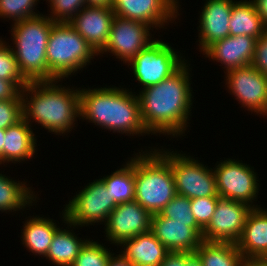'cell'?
I'll return each instance as SVG.
<instances>
[{
  "label": "cell",
  "mask_w": 267,
  "mask_h": 266,
  "mask_svg": "<svg viewBox=\"0 0 267 266\" xmlns=\"http://www.w3.org/2000/svg\"><path fill=\"white\" fill-rule=\"evenodd\" d=\"M187 63L186 61L170 77L140 89L137 94L140 118L149 134L158 133L177 138L187 131L194 97L189 76L191 68Z\"/></svg>",
  "instance_id": "6da1fadb"
},
{
  "label": "cell",
  "mask_w": 267,
  "mask_h": 266,
  "mask_svg": "<svg viewBox=\"0 0 267 266\" xmlns=\"http://www.w3.org/2000/svg\"><path fill=\"white\" fill-rule=\"evenodd\" d=\"M57 82H29L21 90L23 119L31 126L35 121L50 133L66 135L80 118V87L74 90Z\"/></svg>",
  "instance_id": "7a4b0ae2"
},
{
  "label": "cell",
  "mask_w": 267,
  "mask_h": 266,
  "mask_svg": "<svg viewBox=\"0 0 267 266\" xmlns=\"http://www.w3.org/2000/svg\"><path fill=\"white\" fill-rule=\"evenodd\" d=\"M120 87V88H119ZM116 87L80 89V118L128 136L148 134L140 118L136 92Z\"/></svg>",
  "instance_id": "3957f363"
},
{
  "label": "cell",
  "mask_w": 267,
  "mask_h": 266,
  "mask_svg": "<svg viewBox=\"0 0 267 266\" xmlns=\"http://www.w3.org/2000/svg\"><path fill=\"white\" fill-rule=\"evenodd\" d=\"M54 23L40 14L12 24L11 47L20 72L28 82L47 81L46 50Z\"/></svg>",
  "instance_id": "277c9868"
},
{
  "label": "cell",
  "mask_w": 267,
  "mask_h": 266,
  "mask_svg": "<svg viewBox=\"0 0 267 266\" xmlns=\"http://www.w3.org/2000/svg\"><path fill=\"white\" fill-rule=\"evenodd\" d=\"M150 150L141 149L142 153L135 154L134 200L153 215L160 213L177 194L170 164L156 147Z\"/></svg>",
  "instance_id": "5b68a950"
},
{
  "label": "cell",
  "mask_w": 267,
  "mask_h": 266,
  "mask_svg": "<svg viewBox=\"0 0 267 266\" xmlns=\"http://www.w3.org/2000/svg\"><path fill=\"white\" fill-rule=\"evenodd\" d=\"M98 55L69 22H55L46 50L47 81H61L78 73Z\"/></svg>",
  "instance_id": "8992f818"
},
{
  "label": "cell",
  "mask_w": 267,
  "mask_h": 266,
  "mask_svg": "<svg viewBox=\"0 0 267 266\" xmlns=\"http://www.w3.org/2000/svg\"><path fill=\"white\" fill-rule=\"evenodd\" d=\"M156 150L171 166L177 195L189 199L219 197L213 168L204 166L202 162L185 153L181 154V152L169 151L168 149L165 151L163 148Z\"/></svg>",
  "instance_id": "52a82bcc"
},
{
  "label": "cell",
  "mask_w": 267,
  "mask_h": 266,
  "mask_svg": "<svg viewBox=\"0 0 267 266\" xmlns=\"http://www.w3.org/2000/svg\"><path fill=\"white\" fill-rule=\"evenodd\" d=\"M174 50L169 43L156 39L128 62L142 89L170 77L187 61Z\"/></svg>",
  "instance_id": "ba28073f"
},
{
  "label": "cell",
  "mask_w": 267,
  "mask_h": 266,
  "mask_svg": "<svg viewBox=\"0 0 267 266\" xmlns=\"http://www.w3.org/2000/svg\"><path fill=\"white\" fill-rule=\"evenodd\" d=\"M217 162L213 169L216 176V190L220 198L243 202L252 208L258 196L259 180L254 167L242 163V160L226 159Z\"/></svg>",
  "instance_id": "9c48e42d"
},
{
  "label": "cell",
  "mask_w": 267,
  "mask_h": 266,
  "mask_svg": "<svg viewBox=\"0 0 267 266\" xmlns=\"http://www.w3.org/2000/svg\"><path fill=\"white\" fill-rule=\"evenodd\" d=\"M93 181L69 200L63 209L67 220L73 224V229L101 222L105 224L109 214L118 205L100 179Z\"/></svg>",
  "instance_id": "30bf717a"
},
{
  "label": "cell",
  "mask_w": 267,
  "mask_h": 266,
  "mask_svg": "<svg viewBox=\"0 0 267 266\" xmlns=\"http://www.w3.org/2000/svg\"><path fill=\"white\" fill-rule=\"evenodd\" d=\"M151 26L146 23L114 16L107 44L101 54L112 53L119 61L127 64L141 50L155 39L150 33ZM152 37V39H151Z\"/></svg>",
  "instance_id": "8fae6325"
},
{
  "label": "cell",
  "mask_w": 267,
  "mask_h": 266,
  "mask_svg": "<svg viewBox=\"0 0 267 266\" xmlns=\"http://www.w3.org/2000/svg\"><path fill=\"white\" fill-rule=\"evenodd\" d=\"M252 209L246 203L220 198L210 222L203 229L202 240L236 243Z\"/></svg>",
  "instance_id": "7c38bea8"
},
{
  "label": "cell",
  "mask_w": 267,
  "mask_h": 266,
  "mask_svg": "<svg viewBox=\"0 0 267 266\" xmlns=\"http://www.w3.org/2000/svg\"><path fill=\"white\" fill-rule=\"evenodd\" d=\"M225 84L235 100L246 107L247 111H263L267 100V76L256 70L251 64L224 71Z\"/></svg>",
  "instance_id": "4fadbf2b"
},
{
  "label": "cell",
  "mask_w": 267,
  "mask_h": 266,
  "mask_svg": "<svg viewBox=\"0 0 267 266\" xmlns=\"http://www.w3.org/2000/svg\"><path fill=\"white\" fill-rule=\"evenodd\" d=\"M179 6V0H111L116 16L146 23L152 31L173 23Z\"/></svg>",
  "instance_id": "5bb4252c"
},
{
  "label": "cell",
  "mask_w": 267,
  "mask_h": 266,
  "mask_svg": "<svg viewBox=\"0 0 267 266\" xmlns=\"http://www.w3.org/2000/svg\"><path fill=\"white\" fill-rule=\"evenodd\" d=\"M151 214L137 201L118 204L105 222L107 240L118 246L122 241L150 231Z\"/></svg>",
  "instance_id": "9a60e30c"
},
{
  "label": "cell",
  "mask_w": 267,
  "mask_h": 266,
  "mask_svg": "<svg viewBox=\"0 0 267 266\" xmlns=\"http://www.w3.org/2000/svg\"><path fill=\"white\" fill-rule=\"evenodd\" d=\"M114 16L113 8L85 6L69 24L99 54L108 42Z\"/></svg>",
  "instance_id": "2e32d148"
},
{
  "label": "cell",
  "mask_w": 267,
  "mask_h": 266,
  "mask_svg": "<svg viewBox=\"0 0 267 266\" xmlns=\"http://www.w3.org/2000/svg\"><path fill=\"white\" fill-rule=\"evenodd\" d=\"M150 231L169 252L194 253L203 241L189 222H174L159 213L151 216Z\"/></svg>",
  "instance_id": "e0dca14e"
},
{
  "label": "cell",
  "mask_w": 267,
  "mask_h": 266,
  "mask_svg": "<svg viewBox=\"0 0 267 266\" xmlns=\"http://www.w3.org/2000/svg\"><path fill=\"white\" fill-rule=\"evenodd\" d=\"M235 0H206L200 14L198 41L203 52L212 43L230 35L229 20Z\"/></svg>",
  "instance_id": "ac0fdd59"
},
{
  "label": "cell",
  "mask_w": 267,
  "mask_h": 266,
  "mask_svg": "<svg viewBox=\"0 0 267 266\" xmlns=\"http://www.w3.org/2000/svg\"><path fill=\"white\" fill-rule=\"evenodd\" d=\"M256 39L248 35L228 36L209 45L205 57L221 63L227 72L230 69L250 65L254 58Z\"/></svg>",
  "instance_id": "d6986e66"
},
{
  "label": "cell",
  "mask_w": 267,
  "mask_h": 266,
  "mask_svg": "<svg viewBox=\"0 0 267 266\" xmlns=\"http://www.w3.org/2000/svg\"><path fill=\"white\" fill-rule=\"evenodd\" d=\"M235 244L244 259L267 258V208H253L248 213L242 234Z\"/></svg>",
  "instance_id": "ffe728a7"
},
{
  "label": "cell",
  "mask_w": 267,
  "mask_h": 266,
  "mask_svg": "<svg viewBox=\"0 0 267 266\" xmlns=\"http://www.w3.org/2000/svg\"><path fill=\"white\" fill-rule=\"evenodd\" d=\"M120 254L135 266H160L169 253L151 231L122 241Z\"/></svg>",
  "instance_id": "44dd1931"
},
{
  "label": "cell",
  "mask_w": 267,
  "mask_h": 266,
  "mask_svg": "<svg viewBox=\"0 0 267 266\" xmlns=\"http://www.w3.org/2000/svg\"><path fill=\"white\" fill-rule=\"evenodd\" d=\"M31 127L22 119L5 130L3 164L8 162L17 164L34 157L37 139Z\"/></svg>",
  "instance_id": "7402d4cb"
},
{
  "label": "cell",
  "mask_w": 267,
  "mask_h": 266,
  "mask_svg": "<svg viewBox=\"0 0 267 266\" xmlns=\"http://www.w3.org/2000/svg\"><path fill=\"white\" fill-rule=\"evenodd\" d=\"M62 221L67 224L68 229L59 228L53 235L46 259L57 266H72L80 250L89 239L77 237L73 229V224L67 220L65 211L62 213ZM70 226V228H69ZM63 229V230H62ZM74 232V233H73Z\"/></svg>",
  "instance_id": "603a6c76"
},
{
  "label": "cell",
  "mask_w": 267,
  "mask_h": 266,
  "mask_svg": "<svg viewBox=\"0 0 267 266\" xmlns=\"http://www.w3.org/2000/svg\"><path fill=\"white\" fill-rule=\"evenodd\" d=\"M43 217L44 215L42 217L33 215L25 221L21 229V241L29 252L45 257L58 225L55 220Z\"/></svg>",
  "instance_id": "cb8c5ba5"
},
{
  "label": "cell",
  "mask_w": 267,
  "mask_h": 266,
  "mask_svg": "<svg viewBox=\"0 0 267 266\" xmlns=\"http://www.w3.org/2000/svg\"><path fill=\"white\" fill-rule=\"evenodd\" d=\"M229 26L230 36L248 35L256 40L267 29V24L259 16L251 0H240L233 3Z\"/></svg>",
  "instance_id": "d4e9b609"
},
{
  "label": "cell",
  "mask_w": 267,
  "mask_h": 266,
  "mask_svg": "<svg viewBox=\"0 0 267 266\" xmlns=\"http://www.w3.org/2000/svg\"><path fill=\"white\" fill-rule=\"evenodd\" d=\"M31 188L26 185V182L12 180L0 173V211L16 213L33 206L32 203L38 202L36 200L38 197Z\"/></svg>",
  "instance_id": "484cf974"
},
{
  "label": "cell",
  "mask_w": 267,
  "mask_h": 266,
  "mask_svg": "<svg viewBox=\"0 0 267 266\" xmlns=\"http://www.w3.org/2000/svg\"><path fill=\"white\" fill-rule=\"evenodd\" d=\"M111 175L99 178L117 204L135 199V155Z\"/></svg>",
  "instance_id": "4316f807"
},
{
  "label": "cell",
  "mask_w": 267,
  "mask_h": 266,
  "mask_svg": "<svg viewBox=\"0 0 267 266\" xmlns=\"http://www.w3.org/2000/svg\"><path fill=\"white\" fill-rule=\"evenodd\" d=\"M195 253L203 266H240L244 259L235 243L202 241Z\"/></svg>",
  "instance_id": "83f0119b"
},
{
  "label": "cell",
  "mask_w": 267,
  "mask_h": 266,
  "mask_svg": "<svg viewBox=\"0 0 267 266\" xmlns=\"http://www.w3.org/2000/svg\"><path fill=\"white\" fill-rule=\"evenodd\" d=\"M159 214L163 217L173 219L174 222H189V226L202 237L203 229L197 224L193 216L189 198L176 195Z\"/></svg>",
  "instance_id": "f1b7e54d"
},
{
  "label": "cell",
  "mask_w": 267,
  "mask_h": 266,
  "mask_svg": "<svg viewBox=\"0 0 267 266\" xmlns=\"http://www.w3.org/2000/svg\"><path fill=\"white\" fill-rule=\"evenodd\" d=\"M0 78L13 82L22 90L29 82L24 78L11 46L0 38Z\"/></svg>",
  "instance_id": "f546056e"
},
{
  "label": "cell",
  "mask_w": 267,
  "mask_h": 266,
  "mask_svg": "<svg viewBox=\"0 0 267 266\" xmlns=\"http://www.w3.org/2000/svg\"><path fill=\"white\" fill-rule=\"evenodd\" d=\"M103 245L89 239L80 250L72 266H107L114 253Z\"/></svg>",
  "instance_id": "4dcf8cb0"
},
{
  "label": "cell",
  "mask_w": 267,
  "mask_h": 266,
  "mask_svg": "<svg viewBox=\"0 0 267 266\" xmlns=\"http://www.w3.org/2000/svg\"><path fill=\"white\" fill-rule=\"evenodd\" d=\"M39 0H0V18L15 22L32 18L41 13L34 11Z\"/></svg>",
  "instance_id": "1f68e13d"
},
{
  "label": "cell",
  "mask_w": 267,
  "mask_h": 266,
  "mask_svg": "<svg viewBox=\"0 0 267 266\" xmlns=\"http://www.w3.org/2000/svg\"><path fill=\"white\" fill-rule=\"evenodd\" d=\"M50 5L48 17L55 22H69L86 6L85 0H47Z\"/></svg>",
  "instance_id": "d6a6232c"
},
{
  "label": "cell",
  "mask_w": 267,
  "mask_h": 266,
  "mask_svg": "<svg viewBox=\"0 0 267 266\" xmlns=\"http://www.w3.org/2000/svg\"><path fill=\"white\" fill-rule=\"evenodd\" d=\"M23 119L21 92L11 100H0V129L17 124Z\"/></svg>",
  "instance_id": "836d02e7"
},
{
  "label": "cell",
  "mask_w": 267,
  "mask_h": 266,
  "mask_svg": "<svg viewBox=\"0 0 267 266\" xmlns=\"http://www.w3.org/2000/svg\"><path fill=\"white\" fill-rule=\"evenodd\" d=\"M219 199L220 197H199L190 199L191 211L197 224L202 229L210 222Z\"/></svg>",
  "instance_id": "e575fe53"
},
{
  "label": "cell",
  "mask_w": 267,
  "mask_h": 266,
  "mask_svg": "<svg viewBox=\"0 0 267 266\" xmlns=\"http://www.w3.org/2000/svg\"><path fill=\"white\" fill-rule=\"evenodd\" d=\"M251 65L267 76V29L255 43L254 58Z\"/></svg>",
  "instance_id": "d590c367"
},
{
  "label": "cell",
  "mask_w": 267,
  "mask_h": 266,
  "mask_svg": "<svg viewBox=\"0 0 267 266\" xmlns=\"http://www.w3.org/2000/svg\"><path fill=\"white\" fill-rule=\"evenodd\" d=\"M20 92L13 82L0 78V100L14 99Z\"/></svg>",
  "instance_id": "8d00e7d4"
},
{
  "label": "cell",
  "mask_w": 267,
  "mask_h": 266,
  "mask_svg": "<svg viewBox=\"0 0 267 266\" xmlns=\"http://www.w3.org/2000/svg\"><path fill=\"white\" fill-rule=\"evenodd\" d=\"M191 252H169L160 266H185L186 259Z\"/></svg>",
  "instance_id": "74e56055"
},
{
  "label": "cell",
  "mask_w": 267,
  "mask_h": 266,
  "mask_svg": "<svg viewBox=\"0 0 267 266\" xmlns=\"http://www.w3.org/2000/svg\"><path fill=\"white\" fill-rule=\"evenodd\" d=\"M262 20L267 24V0H251Z\"/></svg>",
  "instance_id": "f35d334b"
},
{
  "label": "cell",
  "mask_w": 267,
  "mask_h": 266,
  "mask_svg": "<svg viewBox=\"0 0 267 266\" xmlns=\"http://www.w3.org/2000/svg\"><path fill=\"white\" fill-rule=\"evenodd\" d=\"M114 255L110 257L107 266H135L121 254Z\"/></svg>",
  "instance_id": "ab89813d"
},
{
  "label": "cell",
  "mask_w": 267,
  "mask_h": 266,
  "mask_svg": "<svg viewBox=\"0 0 267 266\" xmlns=\"http://www.w3.org/2000/svg\"><path fill=\"white\" fill-rule=\"evenodd\" d=\"M240 266H267L265 259H243Z\"/></svg>",
  "instance_id": "60d3db41"
},
{
  "label": "cell",
  "mask_w": 267,
  "mask_h": 266,
  "mask_svg": "<svg viewBox=\"0 0 267 266\" xmlns=\"http://www.w3.org/2000/svg\"><path fill=\"white\" fill-rule=\"evenodd\" d=\"M86 6L111 8V0H85Z\"/></svg>",
  "instance_id": "b9f144b4"
},
{
  "label": "cell",
  "mask_w": 267,
  "mask_h": 266,
  "mask_svg": "<svg viewBox=\"0 0 267 266\" xmlns=\"http://www.w3.org/2000/svg\"><path fill=\"white\" fill-rule=\"evenodd\" d=\"M185 266H203V265L201 259L194 252L186 259Z\"/></svg>",
  "instance_id": "7bdbcfd3"
},
{
  "label": "cell",
  "mask_w": 267,
  "mask_h": 266,
  "mask_svg": "<svg viewBox=\"0 0 267 266\" xmlns=\"http://www.w3.org/2000/svg\"><path fill=\"white\" fill-rule=\"evenodd\" d=\"M4 137H5V130L0 129V165L3 164Z\"/></svg>",
  "instance_id": "ee69618b"
},
{
  "label": "cell",
  "mask_w": 267,
  "mask_h": 266,
  "mask_svg": "<svg viewBox=\"0 0 267 266\" xmlns=\"http://www.w3.org/2000/svg\"><path fill=\"white\" fill-rule=\"evenodd\" d=\"M262 115H263V117L267 116V100H266L265 107H264L263 111L261 112L260 116H262Z\"/></svg>",
  "instance_id": "f6af8a7d"
}]
</instances>
